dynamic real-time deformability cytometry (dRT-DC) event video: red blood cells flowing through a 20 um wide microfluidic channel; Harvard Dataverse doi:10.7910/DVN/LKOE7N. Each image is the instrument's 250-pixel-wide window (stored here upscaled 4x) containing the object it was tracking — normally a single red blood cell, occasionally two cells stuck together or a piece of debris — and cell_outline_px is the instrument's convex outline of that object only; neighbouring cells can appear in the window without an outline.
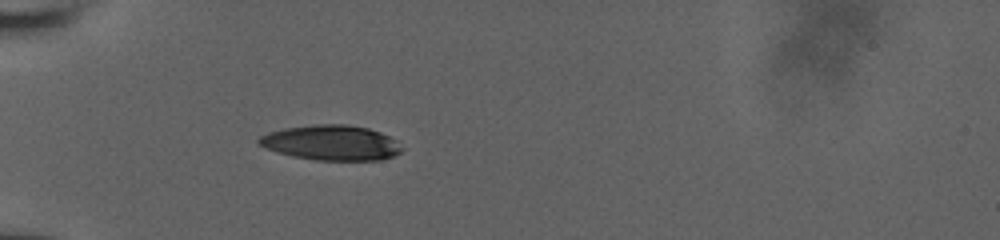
{"species": "human", "species_latin": "Homo sapiens", "temperature_condition": "room temperature", "stored_images_in_passage": 33, "camera_frame_rate_fps": 3000, "um_per_image_px": 0.085, "donor": {"sex": "male"}, "frame": {"image": 1, "passage_image": 1, "time_ms": 0.0, "image_size_px": [1000, 240], "cell_outline_px": [[404, 148], [400, 152], [384, 160], [316, 160], [292, 156], [276, 152], [264, 148], [256, 144], [256, 140], [260, 136], [268, 132], [284, 128], [312, 124], [348, 124], [368, 128], [380, 132], [396, 140]], "centroid_in_image_um": [28.13, 12.13], "position_along_channel_um": 56.9, "area_um2": 29.59}}
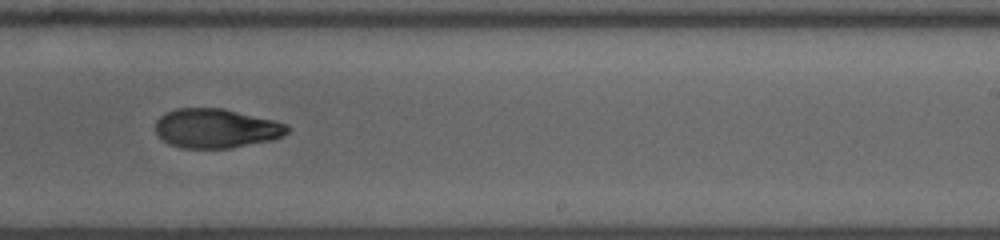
{"frame": {"image": 2, "passage_image": 13, "time_ms": 6.0, "image_size_px": [1000, 240], "cell_outline_px": [[292, 128], [284, 136], [272, 140], [232, 148], [180, 148], [168, 144], [156, 132], [156, 120], [164, 112], [176, 108], [224, 108], [276, 120], [288, 124]], "centroid_in_image_um": [18.41, 10.9], "position_along_channel_um": 270.6, "area_um2": 30.69}}
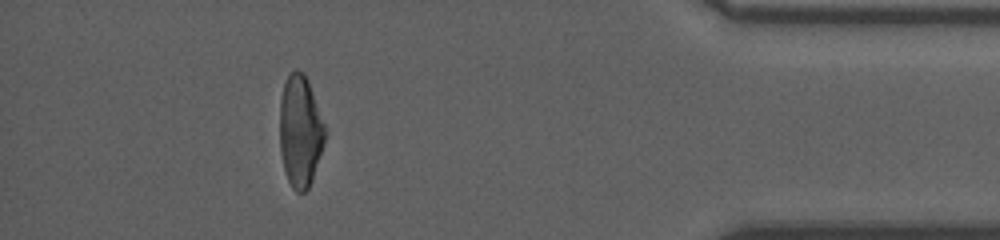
{"frame": {"image": 3, "passage_image": 26, "time_ms": 10.667, "image_size_px": [1000, 240], "cell_outline_px": [[328, 132], [312, 180], [308, 188], [304, 192], [296, 192], [292, 188], [284, 172], [280, 152], [280, 100], [284, 84], [288, 76], [296, 68], [304, 72], [308, 80], [328, 128]], "centroid_in_image_um": [25.55, 11.14], "position_along_channel_um": 409.7, "area_um2": 30.11}, "authors_computed_cell_mechanics": {"area_um2": 30.6918, "velocity_mm_per_s": 3.848, "shape_relaxation_time_tau1_ms": 5.0603, "shape_relaxation_time_tau2_ms": 3.1312, "deformation_change_tau1": 0.1627, "deformation_change_tau2": 0.092}}